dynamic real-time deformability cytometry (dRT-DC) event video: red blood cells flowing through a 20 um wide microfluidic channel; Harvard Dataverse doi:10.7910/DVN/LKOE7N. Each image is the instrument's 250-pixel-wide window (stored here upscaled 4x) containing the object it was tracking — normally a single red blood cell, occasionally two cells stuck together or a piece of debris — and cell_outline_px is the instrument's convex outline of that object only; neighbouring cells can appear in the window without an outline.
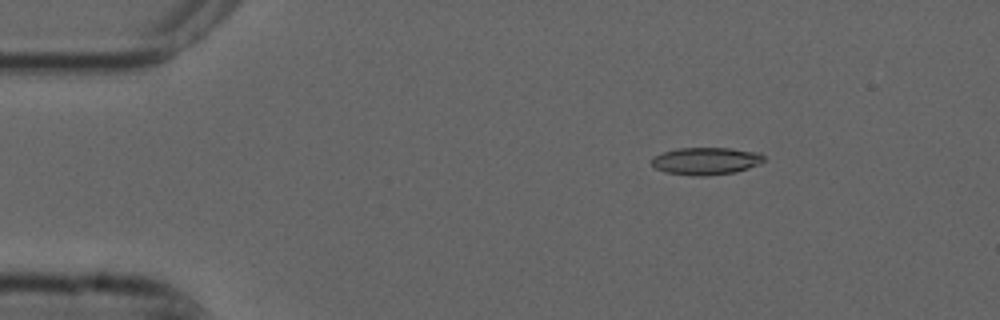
{"species": "common noctule bat (a hibernating species)", "species_latin": "Nyctalus noctula", "temperature_condition": "cold", "stored_images_in_passage": 3, "camera_frame_rate_fps": 3000, "um_per_image_px": 0.085, "animal": {"sex": "male", "forearm_length_mm": 52.5}, "frame": {"image": 1, "passage_image": 1, "time_ms": 0.0, "image_size_px": [1000, 320], "cell_outline_px": [[764, 160], [760, 164], [736, 172], [704, 176], [692, 176], [664, 172], [656, 168], [652, 164], [652, 156], [676, 148], [728, 148], [760, 152], [764, 156]], "centroid_in_image_um": [60.01, 13.69], "position_along_channel_um": 25.0, "area_um2": 18.03}}